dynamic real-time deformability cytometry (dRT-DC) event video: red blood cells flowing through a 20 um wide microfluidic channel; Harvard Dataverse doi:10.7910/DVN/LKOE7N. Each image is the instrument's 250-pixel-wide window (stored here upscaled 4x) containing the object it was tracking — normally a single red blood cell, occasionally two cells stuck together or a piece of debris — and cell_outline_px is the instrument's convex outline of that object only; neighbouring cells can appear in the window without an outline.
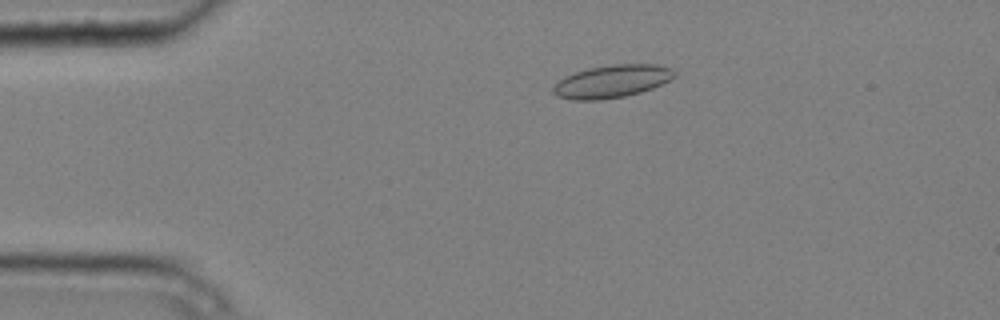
{"species": "common noctule bat (a hibernating species)", "species_latin": "Nyctalus noctula", "temperature_condition": "cold", "stored_images_in_passage": 6, "camera_frame_rate_fps": 3000, "um_per_image_px": 0.085, "animal": {"sex": "male", "body_mass_g": 20.4}, "frame": {"image": 1, "passage_image": 3, "time_ms": 0.667, "image_size_px": [1000, 320], "cell_outline_px": [[676, 76], [652, 88], [640, 92], [624, 96], [596, 100], [572, 100], [556, 96], [552, 92], [552, 88], [564, 76], [588, 68], [612, 64], [656, 64], [672, 68], [676, 72]], "centroid_in_image_um": [52.0, 6.91], "position_along_channel_um": 33.0, "area_um2": 23.06}}
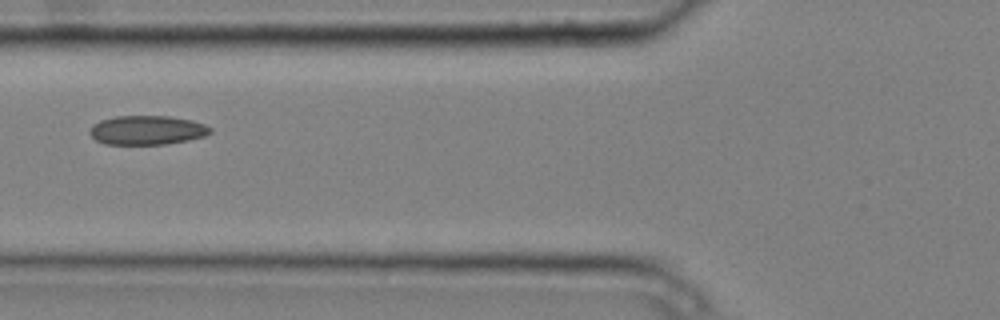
{"frame": {"image": 2, "passage_image": 6, "time_ms": 1.667, "image_size_px": [1000, 320], "cell_outline_px": [[212, 132], [204, 136], [188, 140], [164, 144], [104, 144], [96, 140], [88, 132], [100, 120], [116, 116], [168, 116], [192, 120], [204, 124], [212, 128]], "centroid_in_image_um": [12.52, 11.06], "position_along_channel_um": 113.3, "area_um2": 20.35}}